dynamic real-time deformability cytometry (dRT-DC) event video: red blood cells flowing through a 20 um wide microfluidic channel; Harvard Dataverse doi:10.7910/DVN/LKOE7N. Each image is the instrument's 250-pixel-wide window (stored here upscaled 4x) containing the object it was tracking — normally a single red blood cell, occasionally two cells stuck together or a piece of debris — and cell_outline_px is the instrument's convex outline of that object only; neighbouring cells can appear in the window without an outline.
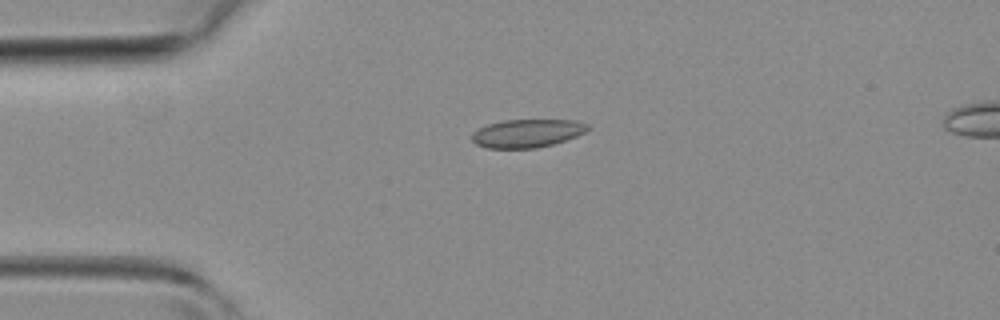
{"species": "common noctule bat (a hibernating species)", "species_latin": "Nyctalus noctula", "temperature_condition": "room temperature", "stored_images_in_passage": 35, "camera_frame_rate_fps": 3000, "um_per_image_px": 0.085, "animal": {"sex": "female", "body_mass_g": 19.3, "forearm_length_mm": 54.1}, "frame": {"image": 1, "passage_image": 1, "time_ms": 0.0, "image_size_px": [1000, 320], "cell_outline_px": [[588, 128], [584, 132], [576, 136], [552, 144], [536, 148], [488, 148], [476, 144], [472, 140], [472, 132], [488, 124], [504, 120], [576, 120], [588, 124]], "centroid_in_image_um": [44.79, 11.32], "position_along_channel_um": 40.2, "area_um2": 18.84}}
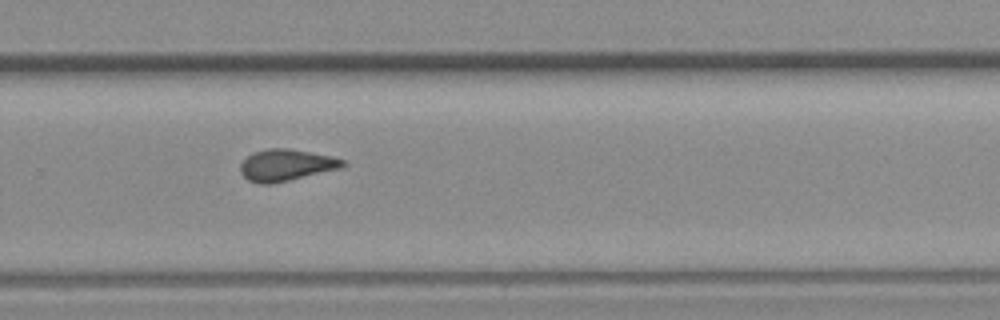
{"frame": {"image": 2, "passage_image": 20, "time_ms": 6.333, "image_size_px": [1000, 320], "cell_outline_px": [[348, 164], [344, 168], [272, 184], [260, 184], [248, 180], [240, 172], [240, 164], [248, 156], [256, 152], [268, 148], [288, 148], [332, 156], [344, 160]], "centroid_in_image_um": [24.37, 14.04], "position_along_channel_um": 305.4, "area_um2": 19.02}}
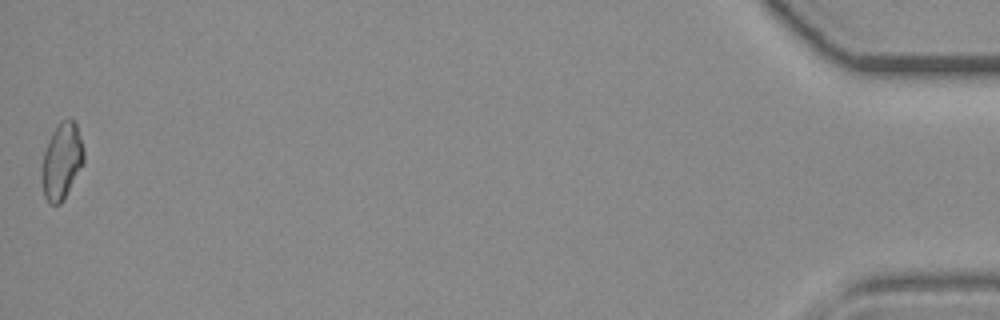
{"frame": {"image": 3, "passage_image": 35, "time_ms": 11.333, "image_size_px": [1000, 320], "cell_outline_px": [[84, 160], [64, 200], [60, 204], [52, 204], [44, 196], [40, 180], [40, 172], [44, 152], [52, 132], [60, 120], [68, 116], [76, 124], [80, 136], [84, 152]], "centroid_in_image_um": [5.22, 13.69], "position_along_channel_um": 430.0, "area_um2": 18.79}}